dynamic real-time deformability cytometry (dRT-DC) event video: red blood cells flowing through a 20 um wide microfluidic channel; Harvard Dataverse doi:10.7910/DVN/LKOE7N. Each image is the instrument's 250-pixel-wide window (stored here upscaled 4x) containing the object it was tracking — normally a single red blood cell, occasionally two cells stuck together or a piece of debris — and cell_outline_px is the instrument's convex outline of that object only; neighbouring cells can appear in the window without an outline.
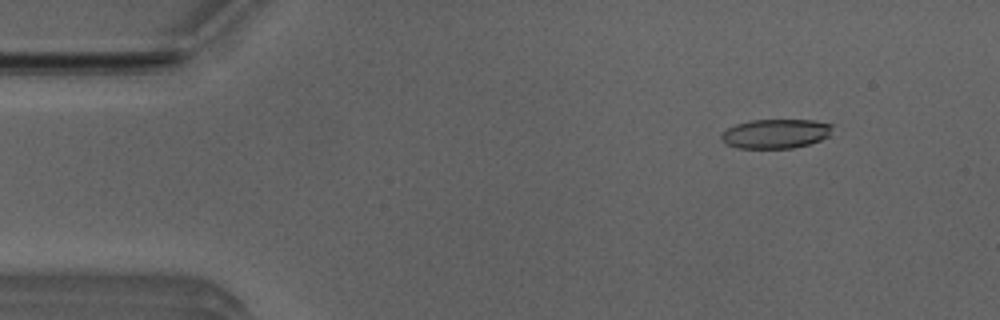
{"species": "Egyptian fruit bat (a non-hibernating species)", "species_latin": "Rousettus aegyptiacus", "temperature_condition": "room temperature", "stored_images_in_passage": 4, "camera_frame_rate_fps": 3000, "um_per_image_px": 0.085, "animal": {"sex": "male"}, "frame": {"image": 1, "passage_image": 1, "time_ms": 0.0, "image_size_px": [1000, 320], "cell_outline_px": [[832, 128], [828, 136], [820, 140], [808, 144], [792, 148], [740, 148], [728, 144], [720, 136], [728, 128], [736, 124], [748, 120], [812, 120], [832, 124]], "centroid_in_image_um": [65.94, 11.35], "position_along_channel_um": 19.1, "area_um2": 18.73}}